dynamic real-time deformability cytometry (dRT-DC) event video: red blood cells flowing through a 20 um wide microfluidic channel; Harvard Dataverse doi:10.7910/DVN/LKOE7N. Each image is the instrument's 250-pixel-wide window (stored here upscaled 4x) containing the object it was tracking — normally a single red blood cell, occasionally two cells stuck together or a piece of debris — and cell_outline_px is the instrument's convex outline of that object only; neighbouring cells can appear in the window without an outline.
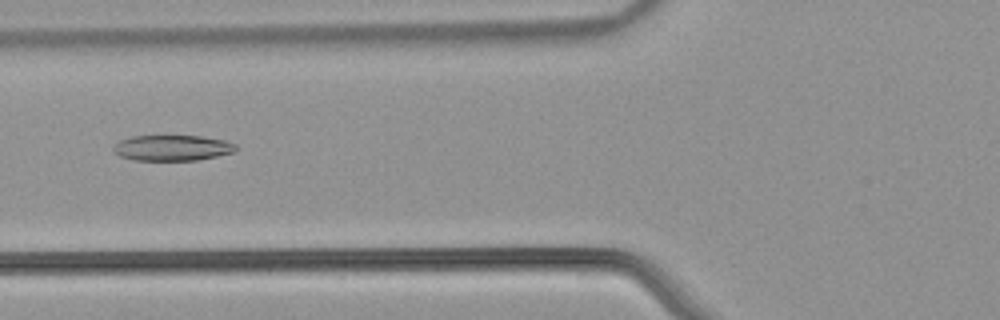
{"species": "common noctule bat (a hibernating species)", "species_latin": "Nyctalus noctula", "temperature_condition": "warm", "stored_images_in_passage": 48, "camera_frame_rate_fps": 3000, "um_per_image_px": 0.085, "animal": {"sex": "male", "body_mass_g": 21.5, "forearm_length_mm": 52.0}, "frame": {"image": 1, "passage_image": 16, "time_ms": 5.0, "image_size_px": [1000, 320], "cell_outline_px": [[236, 152], [196, 160], [136, 160], [120, 156], [112, 148], [120, 140], [132, 136], [200, 136], [224, 140], [236, 144]], "centroid_in_image_um": [14.67, 12.57], "position_along_channel_um": 111.1, "area_um2": 18.15}}
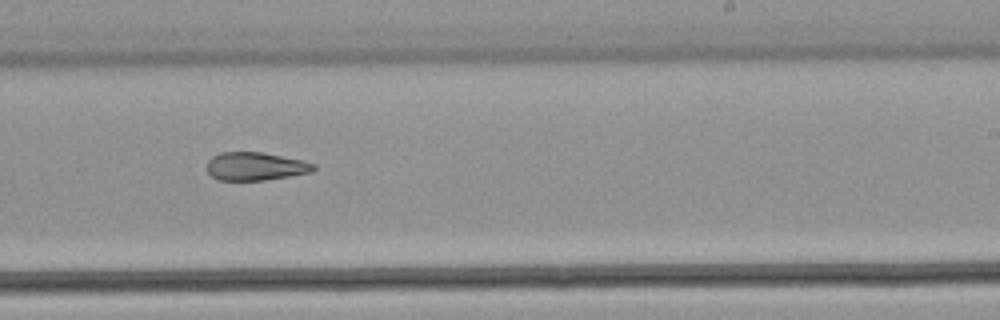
{"frame": {"image": 2, "passage_image": 28, "time_ms": 9.0, "image_size_px": [1000, 320], "cell_outline_px": [[316, 168], [312, 172], [264, 180], [220, 180], [212, 176], [208, 172], [208, 160], [212, 156], [220, 152], [264, 152], [304, 160], [316, 164]], "centroid_in_image_um": [21.75, 14.12], "position_along_channel_um": 267.3, "area_um2": 17.57}}
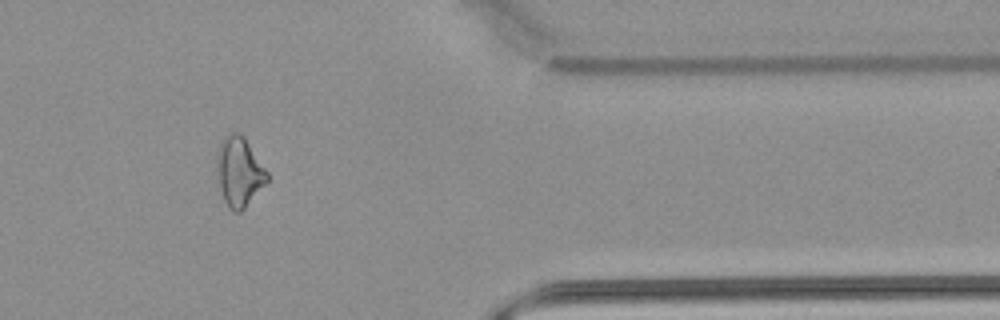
{"frame": {"image": 3, "passage_image": 39, "time_ms": 12.667, "image_size_px": [1000, 320], "cell_outline_px": [[268, 180], [244, 208], [240, 212], [232, 212], [228, 208], [224, 200], [220, 188], [216, 168], [216, 152], [224, 136], [228, 132], [236, 132], [244, 136], [268, 172]], "centroid_in_image_um": [20.3, 14.57], "position_along_channel_um": 391.1, "area_um2": 20.4}, "authors_computed_cell_mechanics": {"area_um2": 20.4323, "velocity_mm_per_s": 3.9095, "shape_relaxation_time_tau1_ms": null, "shape_relaxation_time_tau2_ms": 3.8063, "deformation_change_tau1": null, "deformation_change_tau2": 0.1164}}